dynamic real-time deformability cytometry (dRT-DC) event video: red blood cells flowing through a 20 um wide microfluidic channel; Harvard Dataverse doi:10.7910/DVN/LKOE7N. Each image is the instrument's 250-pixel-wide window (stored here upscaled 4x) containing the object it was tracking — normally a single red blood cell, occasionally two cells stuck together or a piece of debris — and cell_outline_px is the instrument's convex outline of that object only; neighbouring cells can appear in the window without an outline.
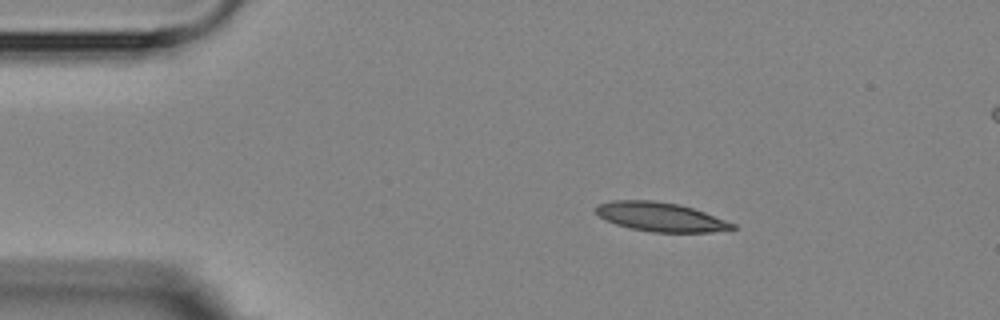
{"species": "Egyptian fruit bat (a non-hibernating species)", "species_latin": "Rousettus aegyptiacus", "temperature_condition": "room temperature", "stored_images_in_passage": 6, "camera_frame_rate_fps": 3000, "um_per_image_px": 0.085, "animal": {"sex": "female"}, "frame": {"image": 1, "passage_image": 1, "time_ms": 0.0, "image_size_px": [1000, 320], "cell_outline_px": [[736, 228], [712, 232], [652, 232], [632, 228], [616, 224], [600, 216], [596, 212], [596, 204], [612, 200], [656, 200], [680, 204], [704, 212], [736, 224]], "centroid_in_image_um": [56.15, 18.42], "position_along_channel_um": 28.9, "area_um2": 23.0}}
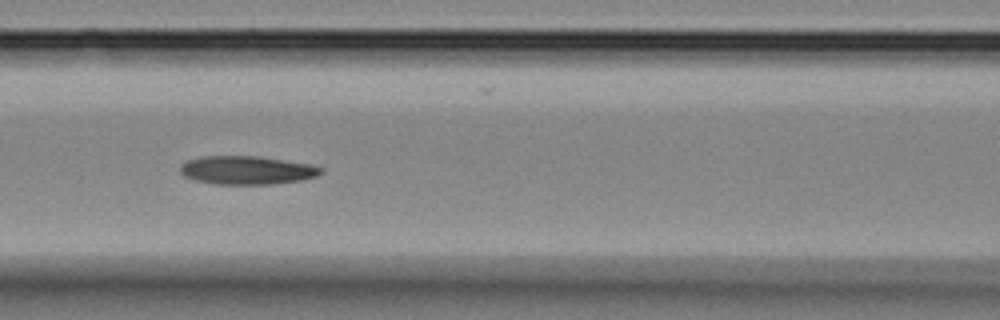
{"frame": {"image": 2, "passage_image": 5, "time_ms": 4.667, "image_size_px": [1000, 320], "cell_outline_px": [[324, 172], [316, 176], [300, 180], [268, 184], [216, 184], [196, 180], [184, 176], [180, 172], [180, 164], [188, 160], [200, 156], [260, 156], [312, 164], [324, 168]], "centroid_in_image_um": [21.0, 14.45], "position_along_channel_um": 145.6, "area_um2": 23.41}}
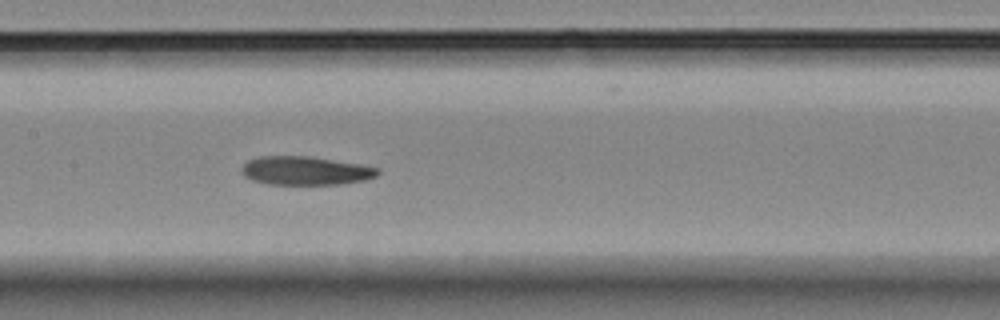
{"frame": {"image": 3, "passage_image": 6, "time_ms": 5.667, "image_size_px": [1000, 320], "cell_outline_px": [[380, 172], [376, 176], [364, 180], [340, 184], [268, 184], [252, 180], [244, 176], [240, 168], [248, 160], [260, 156], [308, 156], [360, 164], [380, 168]], "centroid_in_image_um": [25.95, 14.5], "position_along_channel_um": 181.4, "area_um2": 22.66}}